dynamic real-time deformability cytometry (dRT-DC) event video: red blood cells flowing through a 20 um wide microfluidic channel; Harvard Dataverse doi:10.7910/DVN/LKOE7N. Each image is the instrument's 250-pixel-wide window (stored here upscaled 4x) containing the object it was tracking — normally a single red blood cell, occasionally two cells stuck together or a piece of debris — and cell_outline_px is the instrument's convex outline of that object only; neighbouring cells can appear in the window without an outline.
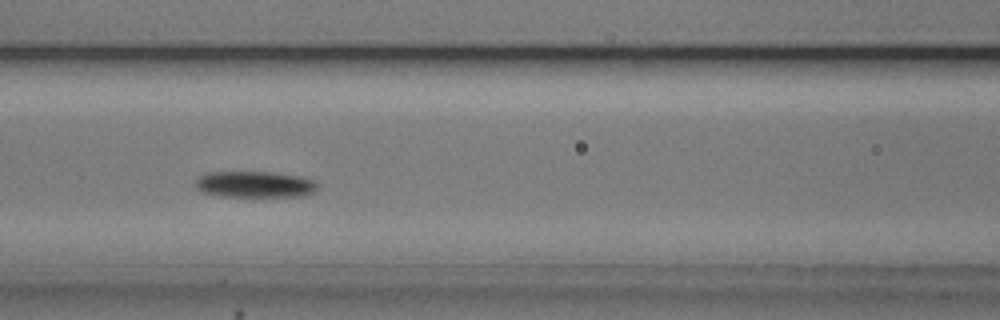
{"species": "common noctule bat (a hibernating species)", "species_latin": "Nyctalus noctula", "temperature_condition": "cold", "stored_images_in_passage": 51, "camera_frame_rate_fps": 3000, "um_per_image_px": 0.085, "animal": {"sex": "male", "body_mass_g": 20.5, "forearm_length_mm": 52.5}, "frame": {"image": 1, "passage_image": 20, "time_ms": 6.333, "image_size_px": [1000, 320], "cell_outline_px": [[316, 188], [312, 192], [300, 196], [264, 200], [220, 196], [200, 192], [196, 188], [196, 176], [208, 172], [272, 172], [300, 176], [312, 180], [316, 184]], "centroid_in_image_um": [21.6, 15.73], "position_along_channel_um": 145.0, "area_um2": 19.77}}
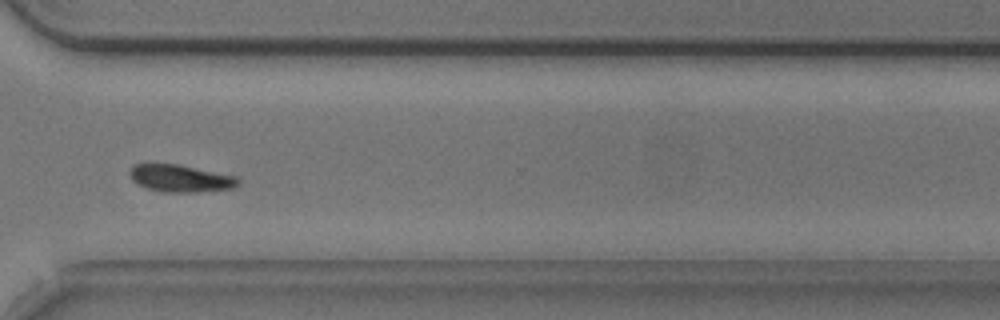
{"frame": {"image": 2, "passage_image": 37, "time_ms": 12.0, "image_size_px": [1000, 320], "cell_outline_px": [[240, 184], [232, 188], [200, 192], [160, 192], [148, 188], [132, 180], [128, 172], [136, 164], [144, 160], [180, 164], [240, 176]], "centroid_in_image_um": [15.34, 15.11], "position_along_channel_um": 355.3, "area_um2": 18.09}}
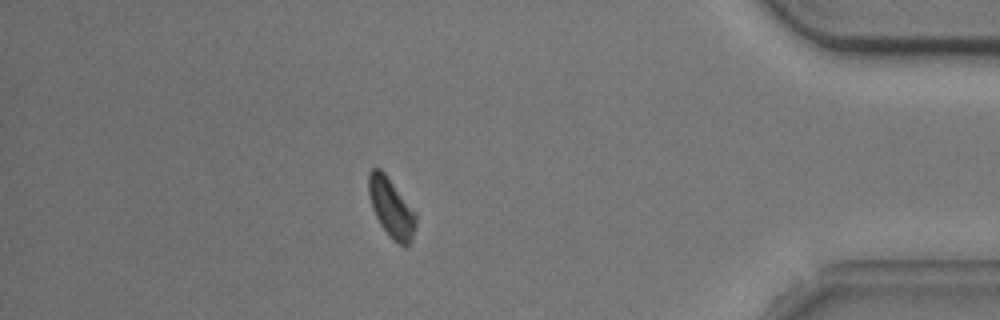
{"frame": {"image": 3, "passage_image": 44, "time_ms": 14.333, "image_size_px": [1000, 320], "cell_outline_px": [[416, 228], [412, 240], [408, 244], [400, 244], [392, 240], [380, 224], [372, 208], [368, 192], [368, 172], [372, 168], [380, 168], [384, 172], [416, 212]], "centroid_in_image_um": [33.25, 17.65], "position_along_channel_um": 401.9, "area_um2": 16.3}}